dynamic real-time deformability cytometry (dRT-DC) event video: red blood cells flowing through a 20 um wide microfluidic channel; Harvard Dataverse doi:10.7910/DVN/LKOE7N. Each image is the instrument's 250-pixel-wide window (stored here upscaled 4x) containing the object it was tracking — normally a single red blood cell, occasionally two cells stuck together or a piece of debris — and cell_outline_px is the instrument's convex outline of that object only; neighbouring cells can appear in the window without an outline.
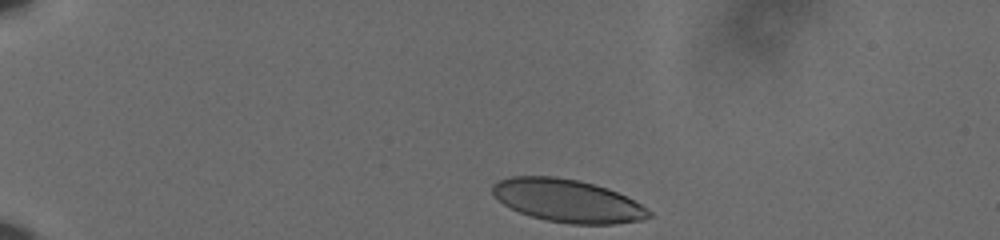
{"species": "human", "species_latin": "Homo sapiens", "temperature_condition": "cold", "stored_images_in_passage": 40, "camera_frame_rate_fps": 3000, "um_per_image_px": 0.085, "donor": {"sex": "male"}, "frame": {"image": 1, "passage_image": 1, "time_ms": 0.0, "image_size_px": [1000, 240], "cell_outline_px": [[652, 216], [644, 220], [612, 224], [568, 224], [544, 220], [520, 212], [504, 204], [492, 192], [492, 184], [500, 180], [512, 176], [556, 176], [580, 180], [608, 188], [640, 204], [652, 212]], "centroid_in_image_um": [48.26, 17.06], "position_along_channel_um": 36.7, "area_um2": 38.96}}
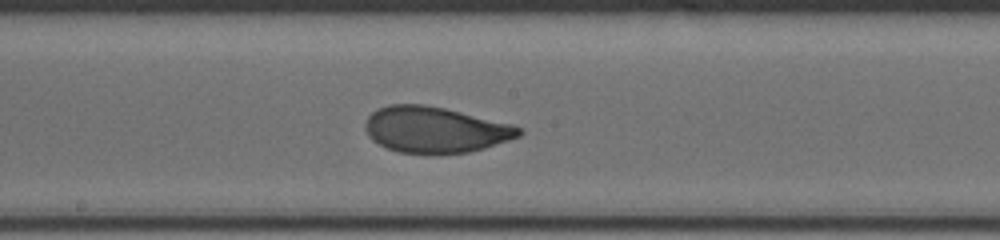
{"frame": {"image": 2, "passage_image": 22, "time_ms": 7.0, "image_size_px": [1000, 240], "cell_outline_px": [[524, 132], [520, 136], [484, 148], [468, 152], [400, 152], [388, 148], [372, 140], [368, 136], [364, 128], [364, 124], [368, 116], [376, 108], [388, 104], [424, 104], [444, 108], [512, 124], [520, 128]], "centroid_in_image_um": [36.95, 10.99], "position_along_channel_um": 211.2, "area_um2": 40.75}}
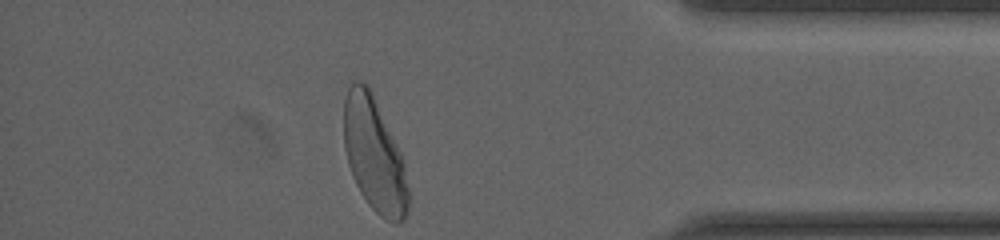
{"frame": {"image": 3, "passage_image": 40, "time_ms": 13.0, "image_size_px": [1000, 240], "cell_outline_px": [[408, 212], [404, 220], [396, 224], [384, 220], [368, 204], [360, 192], [352, 176], [348, 164], [344, 148], [344, 100], [348, 88], [352, 80], [360, 80], [368, 84], [372, 92], [404, 160], [408, 188]], "centroid_in_image_um": [31.81, 13.16], "position_along_channel_um": 403.4, "area_um2": 43.12}, "authors_computed_cell_mechanics": {"area_um2": 41.1536, "velocity_mm_per_s": 3.5967, "shape_relaxation_time_tau1_ms": 3.652, "shape_relaxation_time_tau2_ms": null, "deformation_change_tau1": 0.1539, "deformation_change_tau2": null}}